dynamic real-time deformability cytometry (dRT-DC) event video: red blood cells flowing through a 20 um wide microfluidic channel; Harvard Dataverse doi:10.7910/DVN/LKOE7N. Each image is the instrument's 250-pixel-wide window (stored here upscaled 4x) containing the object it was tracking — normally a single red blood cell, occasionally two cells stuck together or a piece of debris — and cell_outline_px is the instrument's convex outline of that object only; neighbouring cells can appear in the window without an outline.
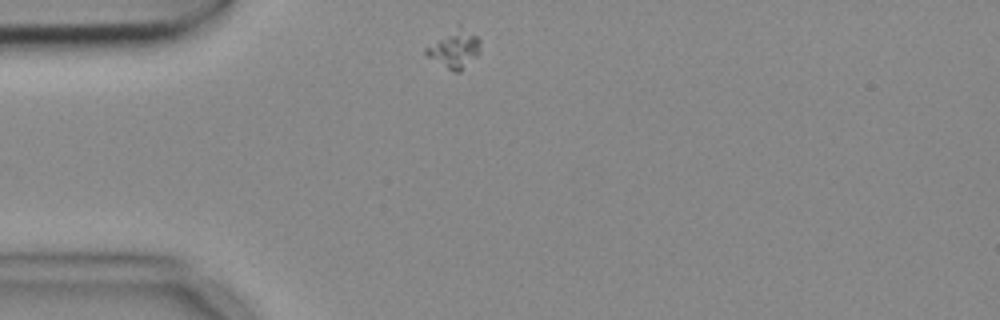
{"species": "common noctule bat (a hibernating species)", "species_latin": "Nyctalus noctula", "temperature_condition": "cold", "stored_images_in_passage": 5, "camera_frame_rate_fps": 3000, "um_per_image_px": 0.085, "animal": {"sex": "female", "body_mass_g": 18.4}, "frame": {"image": 1, "passage_image": 1, "time_ms": 0.0, "image_size_px": [1000, 320], "cell_outline_px": [[480, 52], [460, 72], [452, 72], [428, 56], [424, 52], [424, 48], [460, 20], [480, 40]], "centroid_in_image_um": [38.64, 4.07], "position_along_channel_um": 46.4, "area_um2": 12.6}}
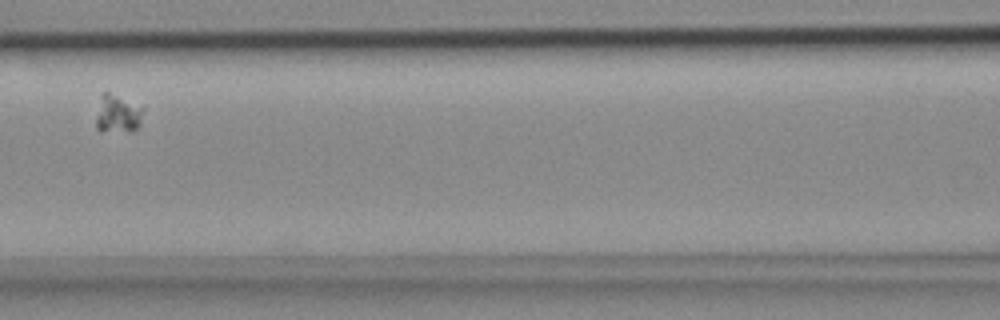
{"frame": {"image": 2, "passage_image": 4, "time_ms": 1.0, "image_size_px": [1000, 320], "cell_outline_px": [[144, 108], [140, 124], [132, 132], [100, 132], [96, 128], [96, 116], [100, 96], [104, 92], [108, 92]], "centroid_in_image_um": [9.98, 9.73], "position_along_channel_um": 156.6, "area_um2": 10.58}}